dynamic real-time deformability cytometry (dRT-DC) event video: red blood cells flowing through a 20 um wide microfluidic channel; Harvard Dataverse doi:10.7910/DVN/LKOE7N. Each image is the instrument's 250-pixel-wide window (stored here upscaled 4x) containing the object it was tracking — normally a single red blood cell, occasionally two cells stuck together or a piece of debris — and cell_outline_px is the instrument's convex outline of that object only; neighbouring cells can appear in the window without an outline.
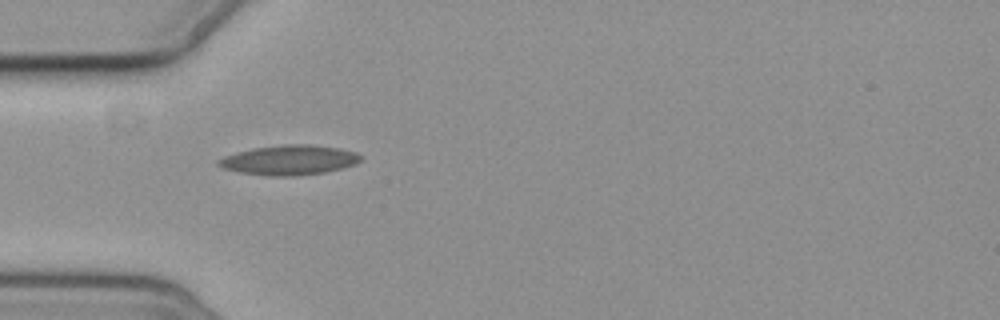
{"species": "common noctule bat (a hibernating species)", "species_latin": "Nyctalus noctula", "temperature_condition": "cold", "stored_images_in_passage": 2, "camera_frame_rate_fps": 3000, "um_per_image_px": 0.085, "animal": {"sex": "female", "body_mass_g": 19.3, "forearm_length_mm": 54.1}, "frame": {"image": 1, "passage_image": 1, "time_ms": 0.0, "image_size_px": [1000, 320], "cell_outline_px": [[364, 156], [356, 164], [344, 168], [324, 172], [292, 176], [268, 176], [240, 172], [224, 168], [216, 164], [216, 160], [224, 156], [236, 152], [252, 148], [284, 144], [312, 144], [340, 148], [356, 152]], "centroid_in_image_um": [24.61, 13.59], "position_along_channel_um": 60.4, "area_um2": 24.91}}
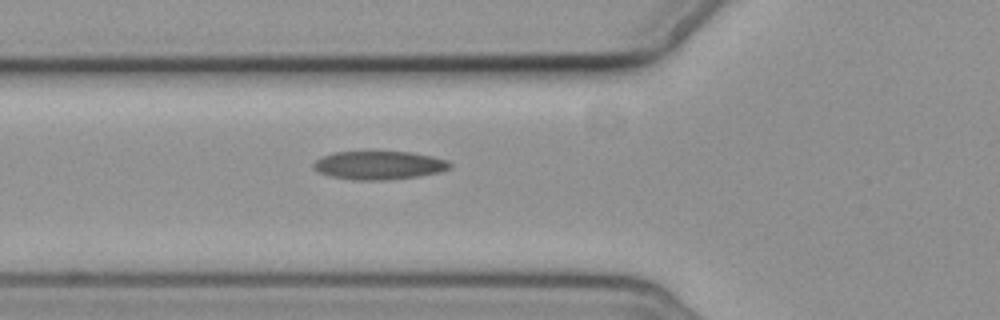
{"frame": {"image": 2, "passage_image": 2, "time_ms": 1.0, "image_size_px": [1000, 320], "cell_outline_px": [[452, 168], [440, 172], [416, 176], [388, 180], [356, 180], [332, 176], [320, 172], [312, 168], [312, 164], [316, 160], [332, 152], [408, 152], [432, 156], [448, 160], [452, 164]], "centroid_in_image_um": [32.24, 14.05], "position_along_channel_um": 93.6, "area_um2": 22.48}}